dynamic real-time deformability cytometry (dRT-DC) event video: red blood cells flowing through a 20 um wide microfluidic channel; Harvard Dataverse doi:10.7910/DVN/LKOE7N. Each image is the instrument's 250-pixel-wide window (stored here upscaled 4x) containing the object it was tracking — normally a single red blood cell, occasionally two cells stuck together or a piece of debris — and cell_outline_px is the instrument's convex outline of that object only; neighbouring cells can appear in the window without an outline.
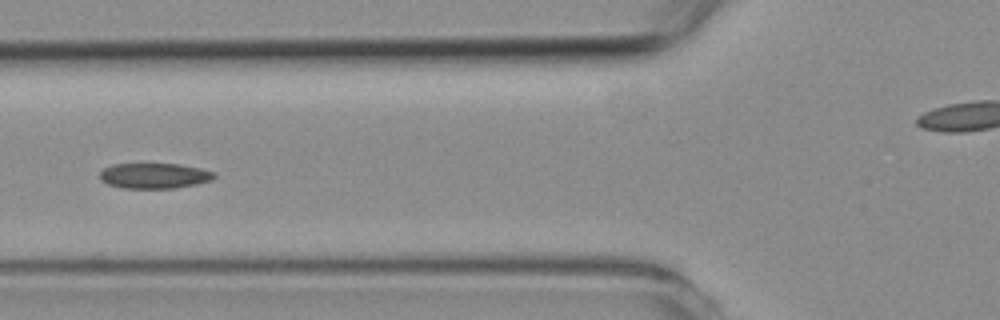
{"species": "common noctule bat (a hibernating species)", "species_latin": "Nyctalus noctula", "temperature_condition": "room temperature", "stored_images_in_passage": 4, "camera_frame_rate_fps": 3000, "um_per_image_px": 0.085, "animal": {"sex": "female", "body_mass_g": 19.3, "forearm_length_mm": 54.1}, "frame": {"image": 1, "passage_image": 4, "time_ms": 3.333, "image_size_px": [1000, 320], "cell_outline_px": [[216, 176], [212, 180], [196, 184], [176, 188], [124, 188], [108, 184], [100, 180], [100, 172], [104, 168], [112, 164], [180, 164], [200, 168], [216, 172]], "centroid_in_image_um": [13.14, 14.94], "position_along_channel_um": 112.7, "area_um2": 16.99}}